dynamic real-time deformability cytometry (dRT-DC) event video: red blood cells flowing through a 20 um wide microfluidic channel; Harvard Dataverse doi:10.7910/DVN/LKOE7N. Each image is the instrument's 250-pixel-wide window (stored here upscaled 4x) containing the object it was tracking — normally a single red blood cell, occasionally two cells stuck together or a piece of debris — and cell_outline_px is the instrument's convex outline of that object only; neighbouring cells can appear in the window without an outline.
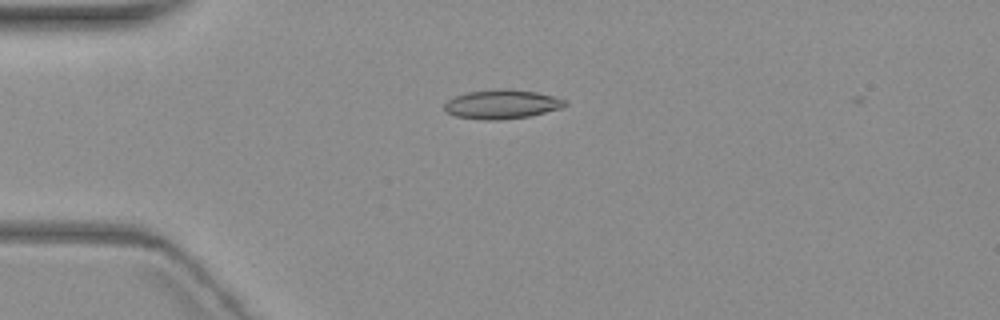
{"species": "common noctule bat (a hibernating species)", "species_latin": "Nyctalus noctula", "temperature_condition": "warm", "stored_images_in_passage": 2, "camera_frame_rate_fps": 3000, "um_per_image_px": 0.085, "animal": {"sex": "female", "body_mass_g": 19.3, "forearm_length_mm": 54.1}, "frame": {"image": 1, "passage_image": 1, "time_ms": 0.0, "image_size_px": [1000, 320], "cell_outline_px": [[568, 104], [564, 108], [528, 116], [496, 120], [488, 120], [456, 116], [444, 112], [444, 104], [448, 100], [456, 96], [468, 92], [496, 88], [512, 88], [536, 92], [568, 100]], "centroid_in_image_um": [42.69, 8.84], "position_along_channel_um": 42.3, "area_um2": 20.63}}
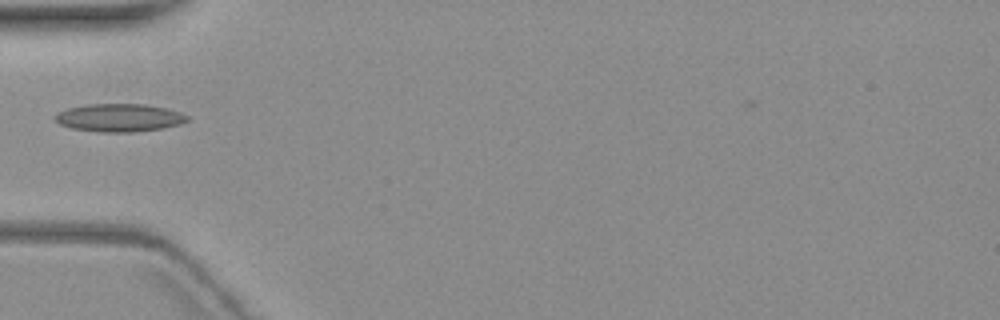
{"frame": {"image": 2, "passage_image": 2, "time_ms": 1.667, "image_size_px": [1000, 320], "cell_outline_px": [[188, 120], [180, 124], [164, 128], [136, 132], [100, 132], [72, 128], [60, 124], [52, 120], [52, 116], [56, 112], [68, 108], [84, 104], [144, 104], [164, 108], [180, 112], [188, 116]], "centroid_in_image_um": [10.08, 10.01], "position_along_channel_um": 74.9, "area_um2": 21.73}}